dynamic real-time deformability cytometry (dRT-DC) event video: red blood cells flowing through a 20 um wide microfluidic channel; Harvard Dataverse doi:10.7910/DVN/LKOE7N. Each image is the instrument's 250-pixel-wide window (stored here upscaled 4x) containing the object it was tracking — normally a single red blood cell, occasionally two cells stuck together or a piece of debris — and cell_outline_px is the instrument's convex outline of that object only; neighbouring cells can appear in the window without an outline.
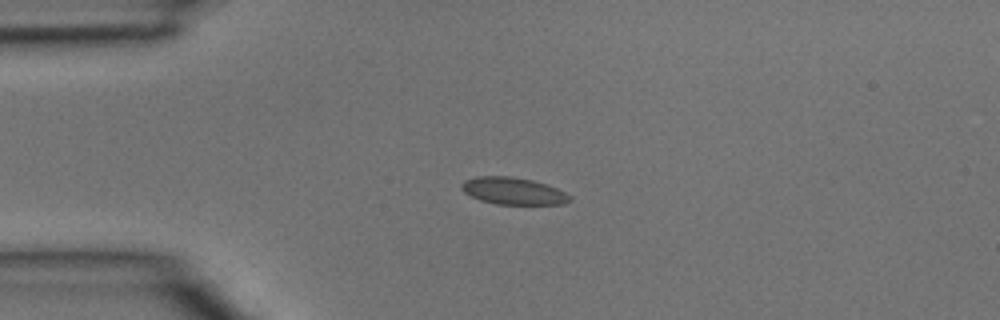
{"species": "common noctule bat (a hibernating species)", "species_latin": "Nyctalus noctula", "temperature_condition": "room temperature", "stored_images_in_passage": 4, "camera_frame_rate_fps": 3000, "um_per_image_px": 0.085, "animal": {"sex": "male", "body_mass_g": 15.6}, "frame": {"image": 1, "passage_image": 2, "time_ms": 0.333, "image_size_px": [1000, 320], "cell_outline_px": [[572, 200], [564, 204], [496, 204], [480, 200], [464, 192], [460, 188], [460, 184], [464, 180], [476, 176], [512, 176], [532, 180], [556, 188], [572, 196]], "centroid_in_image_um": [43.6, 16.23], "position_along_channel_um": 41.4, "area_um2": 17.11}}
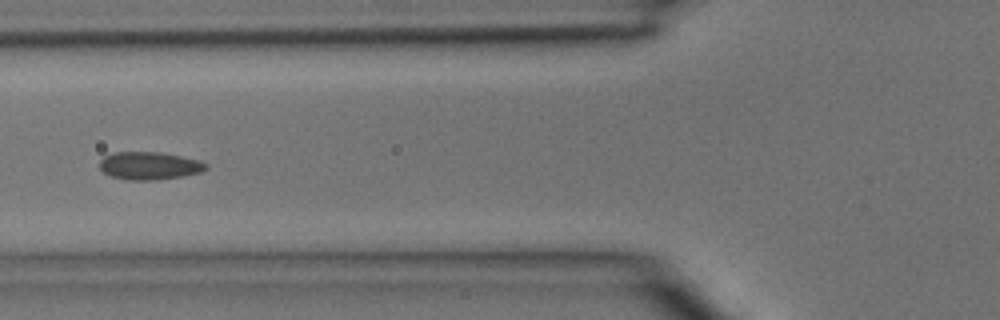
{"frame": {"image": 2, "passage_image": 4, "time_ms": 1.0, "image_size_px": [1000, 320], "cell_outline_px": [[208, 168], [200, 172], [184, 176], [156, 180], [124, 180], [112, 176], [104, 172], [100, 168], [100, 160], [104, 156], [116, 152], [160, 152], [200, 160], [208, 164]], "centroid_in_image_um": [12.71, 14.09], "position_along_channel_um": 113.1, "area_um2": 17.28}}